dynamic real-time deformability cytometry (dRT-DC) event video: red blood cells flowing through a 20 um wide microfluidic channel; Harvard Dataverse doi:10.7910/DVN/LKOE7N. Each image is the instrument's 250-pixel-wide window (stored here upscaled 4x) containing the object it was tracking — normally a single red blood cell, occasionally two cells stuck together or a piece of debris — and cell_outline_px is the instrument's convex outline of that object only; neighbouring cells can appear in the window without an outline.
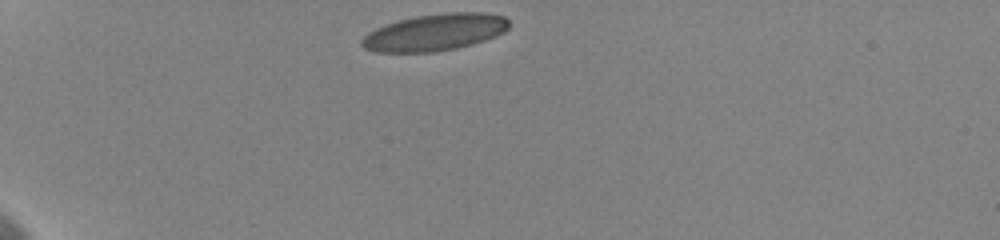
{"species": "human", "species_latin": "Homo sapiens", "temperature_condition": "cold", "stored_images_in_passage": 34, "camera_frame_rate_fps": 3000, "um_per_image_px": 0.085, "donor": {"sex": "female"}, "frame": {"image": 1, "passage_image": 1, "time_ms": 0.0, "image_size_px": [1000, 240], "cell_outline_px": [[508, 28], [504, 32], [496, 36], [472, 44], [456, 48], [432, 52], [376, 52], [364, 48], [360, 44], [360, 40], [368, 32], [376, 28], [400, 20], [416, 16], [448, 12], [484, 12], [504, 16], [508, 20]], "centroid_in_image_um": [36.97, 2.75], "position_along_channel_um": 48.0, "area_um2": 31.5}}
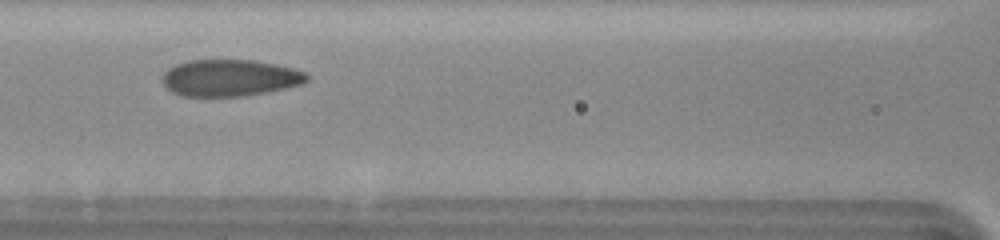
{"frame": {"image": 2, "passage_image": 13, "time_ms": 4.0, "image_size_px": [1000, 240], "cell_outline_px": [[308, 80], [304, 84], [244, 96], [184, 96], [172, 92], [164, 84], [164, 72], [168, 68], [176, 64], [188, 60], [256, 60], [276, 64], [292, 68], [304, 72], [308, 76]], "centroid_in_image_um": [19.55, 6.61], "position_along_channel_um": 147.1, "area_um2": 30.75}}
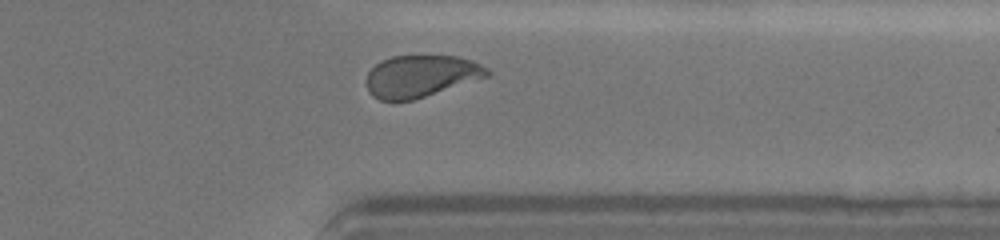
{"frame": {"image": 3, "passage_image": 31, "time_ms": 10.333, "image_size_px": [1000, 240], "cell_outline_px": [[492, 72], [488, 76], [412, 100], [380, 100], [372, 96], [368, 92], [368, 72], [376, 64], [392, 56], [456, 56], [472, 60], [488, 68]], "centroid_in_image_um": [35.79, 6.46], "position_along_channel_um": 375.6, "area_um2": 29.07}, "authors_computed_cell_mechanics": {"area_um2": 31.1831, "velocity_mm_per_s": 3.6058, "shape_relaxation_time_tau1_ms": 4.1116, "shape_relaxation_time_tau2_ms": 1.0006, "deformation_change_tau1": 0.1215, "deformation_change_tau2": 0.0392}}